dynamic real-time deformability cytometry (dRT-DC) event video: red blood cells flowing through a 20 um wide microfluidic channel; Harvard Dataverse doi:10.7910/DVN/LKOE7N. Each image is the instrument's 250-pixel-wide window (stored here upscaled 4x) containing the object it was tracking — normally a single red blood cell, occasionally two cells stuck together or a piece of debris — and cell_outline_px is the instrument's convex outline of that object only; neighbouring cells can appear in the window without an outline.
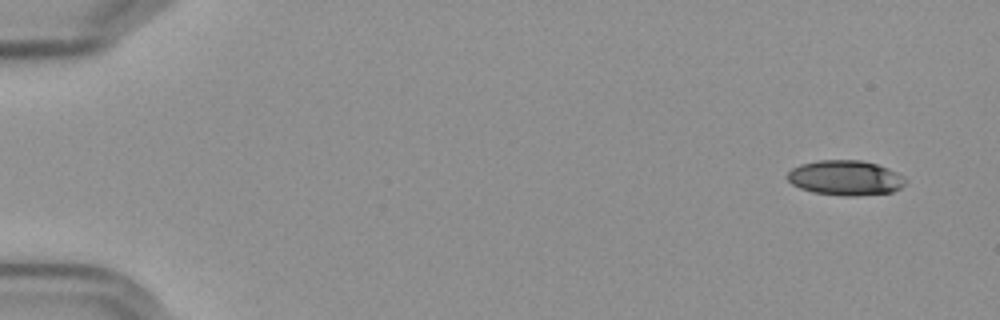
{"species": "Egyptian fruit bat (a non-hibernating species)", "species_latin": "Rousettus aegyptiacus", "temperature_condition": "cold", "stored_images_in_passage": 54, "camera_frame_rate_fps": 3000, "um_per_image_px": 0.085, "frame": {"image": 1, "passage_image": 1, "time_ms": 0.0, "image_size_px": [1000, 320], "cell_outline_px": [[908, 180], [900, 188], [892, 192], [860, 196], [840, 196], [812, 192], [800, 188], [792, 184], [784, 176], [792, 168], [800, 164], [820, 160], [860, 160], [876, 164], [888, 168], [904, 176]], "centroid_in_image_um": [71.85, 15.13], "position_along_channel_um": 13.2, "area_um2": 24.33}}
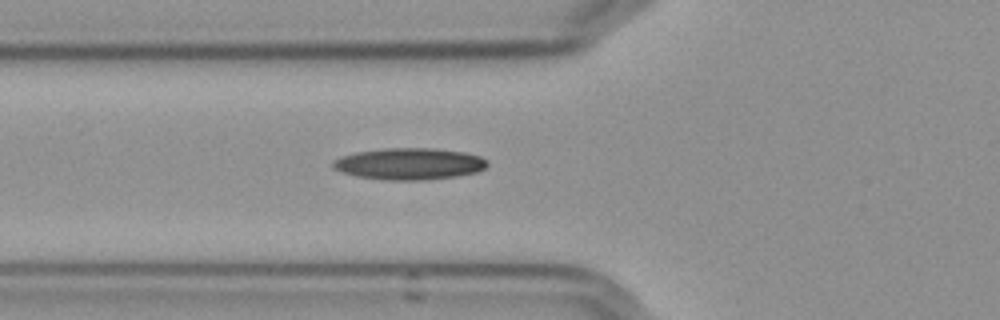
{"frame": {"image": 2, "passage_image": 19, "time_ms": 6.0, "image_size_px": [1000, 320], "cell_outline_px": [[488, 164], [484, 168], [476, 172], [456, 176], [424, 180], [384, 180], [356, 176], [340, 172], [332, 168], [332, 160], [356, 152], [384, 148], [436, 148], [464, 152], [480, 156]], "centroid_in_image_um": [34.75, 13.92], "position_along_channel_um": 91.1, "area_um2": 28.5}}
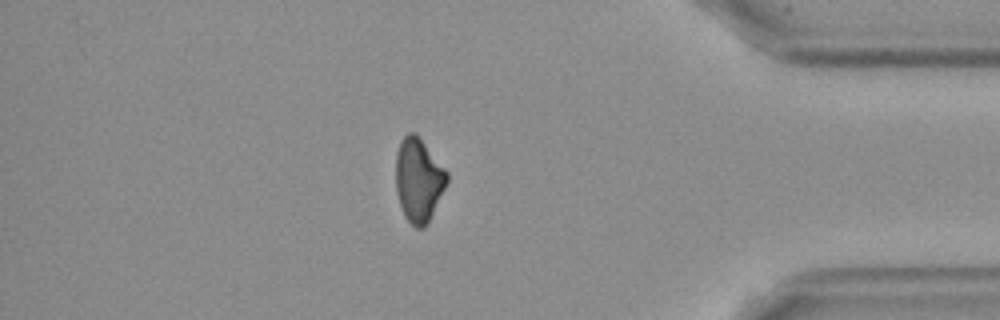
{"frame": {"image": 3, "passage_image": 47, "time_ms": 15.333, "image_size_px": [1000, 320], "cell_outline_px": [[448, 180], [428, 224], [424, 228], [416, 228], [408, 220], [400, 204], [396, 192], [396, 152], [400, 140], [408, 132], [412, 132], [420, 140], [448, 172]], "centroid_in_image_um": [35.56, 15.32], "position_along_channel_um": 399.6, "area_um2": 24.51}}